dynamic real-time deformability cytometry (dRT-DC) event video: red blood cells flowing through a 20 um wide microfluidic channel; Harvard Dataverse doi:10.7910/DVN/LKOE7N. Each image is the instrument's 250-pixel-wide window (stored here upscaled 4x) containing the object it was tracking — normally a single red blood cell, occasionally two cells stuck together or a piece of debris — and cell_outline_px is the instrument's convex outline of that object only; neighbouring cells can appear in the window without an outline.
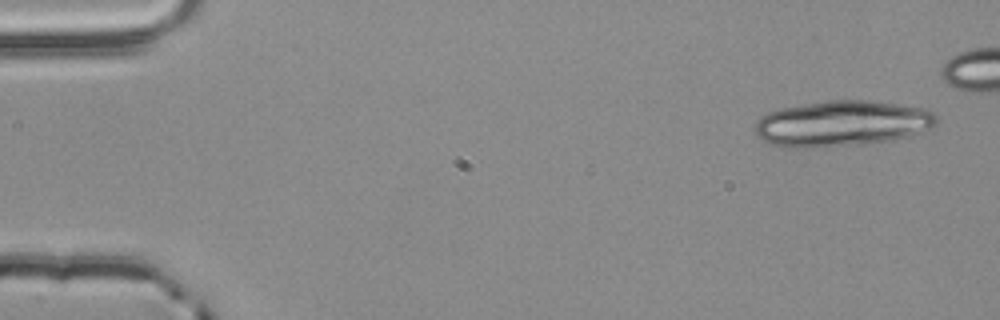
{"species": "common noctule bat (a hibernating species)", "species_latin": "Nyctalus noctula", "temperature_condition": "room temperature", "stored_images_in_passage": 4, "camera_frame_rate_fps": 3000, "um_per_image_px": 0.085, "animal": {"sex": "male", "body_mass_g": 20.4}, "frame": {"image": 1, "passage_image": 1, "time_ms": 0.0, "image_size_px": [1000, 320], "cell_outline_px": [[940, 120], [936, 124], [928, 128], [892, 140], [856, 144], [812, 148], [788, 148], [772, 144], [756, 136], [752, 128], [760, 116], [768, 112], [780, 108], [828, 100], [868, 100], [924, 108], [936, 112]], "centroid_in_image_um": [71.51, 10.49], "position_along_channel_um": 13.5, "area_um2": 48.44}}